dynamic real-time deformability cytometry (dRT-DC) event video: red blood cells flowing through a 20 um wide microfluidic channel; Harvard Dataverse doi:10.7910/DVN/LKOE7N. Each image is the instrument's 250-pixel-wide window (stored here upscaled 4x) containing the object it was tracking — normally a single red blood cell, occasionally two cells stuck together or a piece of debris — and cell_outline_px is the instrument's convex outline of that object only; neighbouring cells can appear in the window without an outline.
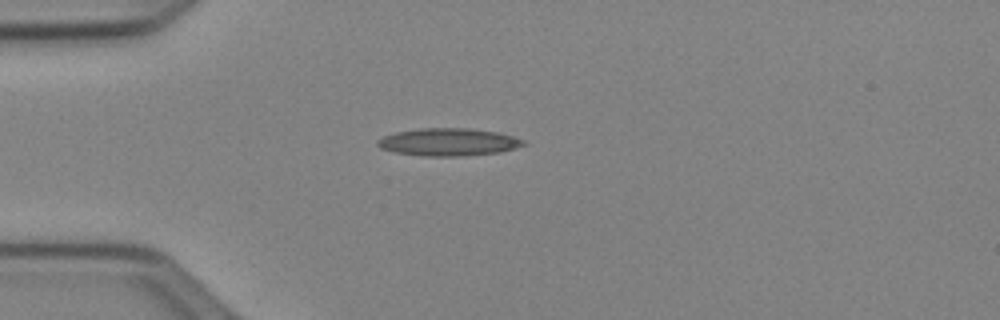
{"species": "Egyptian fruit bat (a non-hibernating species)", "species_latin": "Rousettus aegyptiacus", "temperature_condition": "cold", "stored_images_in_passage": 39, "camera_frame_rate_fps": 3000, "um_per_image_px": 0.085, "animal": {"sex": "female"}, "frame": {"image": 1, "passage_image": 1, "time_ms": 0.0, "image_size_px": [1000, 320], "cell_outline_px": [[528, 144], [500, 152], [460, 156], [424, 156], [396, 152], [380, 148], [376, 144], [376, 140], [384, 136], [396, 132], [420, 128], [468, 128], [496, 132], [512, 136], [524, 140]], "centroid_in_image_um": [38.11, 12.07], "position_along_channel_um": 46.9, "area_um2": 23.35}}
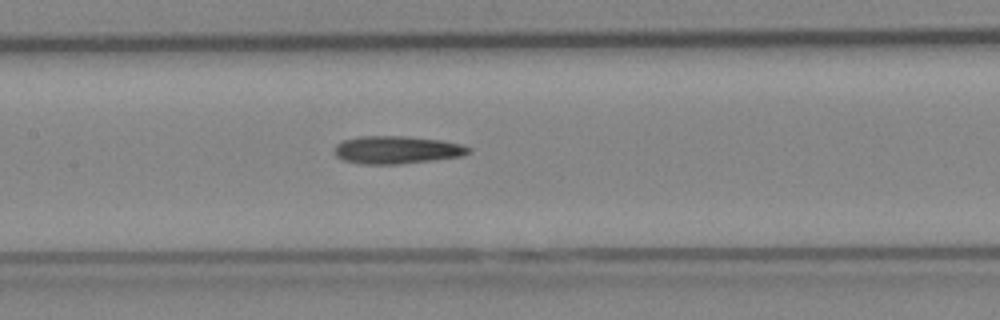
{"frame": {"image": 2, "passage_image": 12, "time_ms": 3.667, "image_size_px": [1000, 320], "cell_outline_px": [[472, 152], [464, 156], [400, 164], [360, 164], [344, 160], [336, 156], [336, 144], [344, 140], [360, 136], [404, 136], [440, 140], [460, 144], [472, 148]], "centroid_in_image_um": [33.77, 12.74], "position_along_channel_um": 173.6, "area_um2": 21.68}}
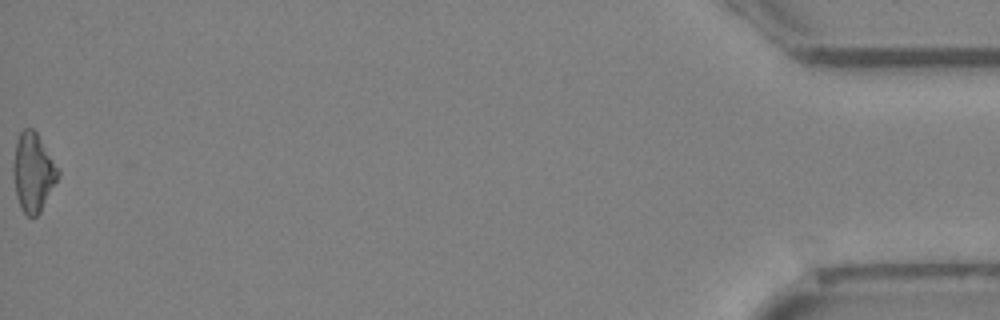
{"frame": {"image": 3, "passage_image": 39, "time_ms": 12.667, "image_size_px": [1000, 320], "cell_outline_px": [[60, 176], [40, 212], [36, 216], [28, 216], [20, 208], [16, 196], [12, 172], [12, 168], [16, 140], [20, 132], [24, 128], [32, 128], [36, 132], [60, 168]], "centroid_in_image_um": [2.82, 14.64], "position_along_channel_um": 432.4, "area_um2": 20.81}}